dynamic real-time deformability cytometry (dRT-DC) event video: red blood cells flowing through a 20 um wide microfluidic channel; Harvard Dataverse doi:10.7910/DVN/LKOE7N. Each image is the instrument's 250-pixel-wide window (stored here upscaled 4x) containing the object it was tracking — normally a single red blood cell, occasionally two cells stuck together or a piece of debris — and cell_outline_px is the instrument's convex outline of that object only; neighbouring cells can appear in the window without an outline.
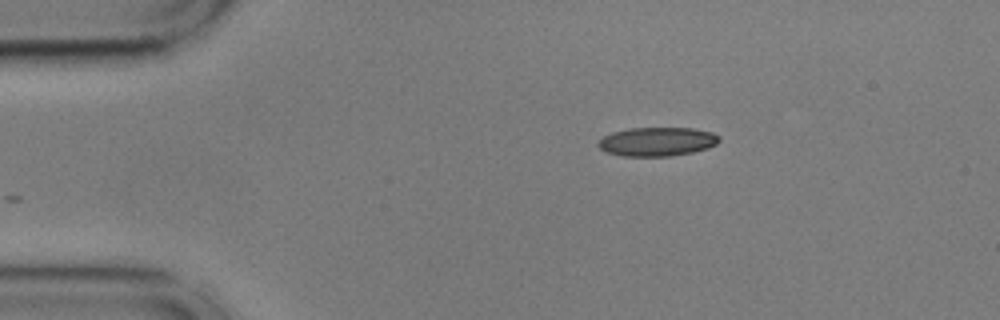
{"species": "common noctule bat (a hibernating species)", "species_latin": "Nyctalus noctula", "temperature_condition": "cold", "stored_images_in_passage": 46, "camera_frame_rate_fps": 3000, "um_per_image_px": 0.085, "animal": {"sex": "male", "body_mass_g": 17.9, "forearm_length_mm": 54.2}, "frame": {"image": 1, "passage_image": 1, "time_ms": 0.0, "image_size_px": [1000, 320], "cell_outline_px": [[720, 140], [716, 144], [708, 148], [692, 152], [672, 156], [620, 156], [604, 152], [596, 144], [604, 136], [612, 132], [628, 128], [692, 128], [712, 132], [720, 136]], "centroid_in_image_um": [55.84, 12.04], "position_along_channel_um": 29.2, "area_um2": 20.52}}
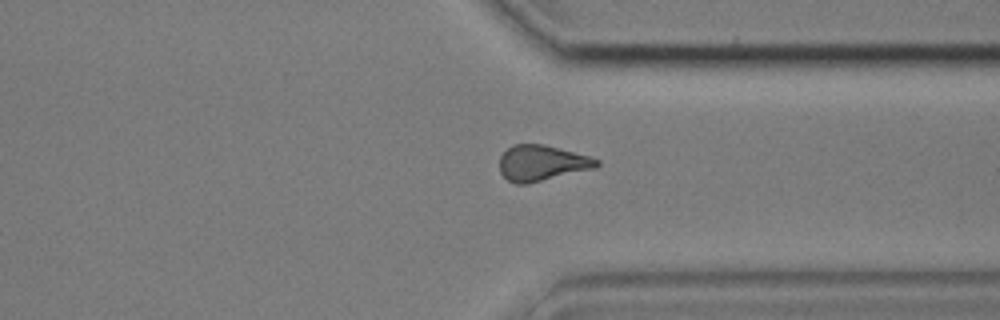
{"frame": {"image": 2, "passage_image": 33, "time_ms": 10.667, "image_size_px": [1000, 320], "cell_outline_px": [[600, 164], [596, 168], [528, 184], [516, 184], [508, 180], [500, 172], [500, 156], [512, 144], [544, 144], [588, 156], [600, 160]], "centroid_in_image_um": [46.06, 13.86], "position_along_channel_um": 365.3, "area_um2": 20.23}}
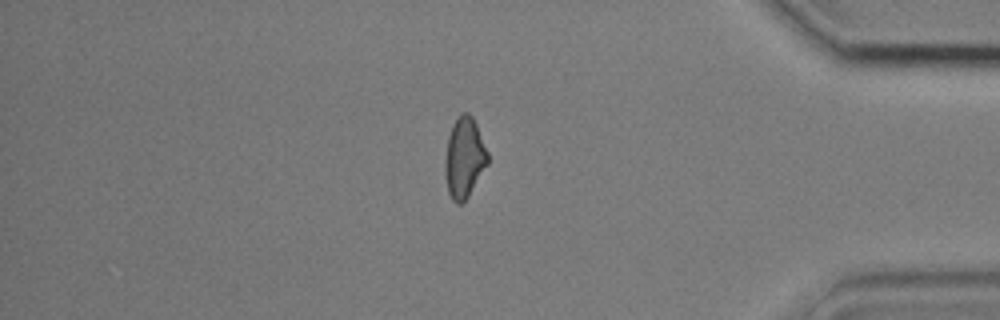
{"frame": {"image": 3, "passage_image": 38, "time_ms": 12.333, "image_size_px": [1000, 320], "cell_outline_px": [[488, 164], [468, 196], [460, 204], [456, 204], [452, 200], [448, 192], [444, 172], [444, 160], [448, 136], [452, 124], [460, 112], [468, 112], [472, 116], [476, 124], [488, 152]], "centroid_in_image_um": [39.45, 13.39], "position_along_channel_um": 395.8, "area_um2": 20.17}, "authors_computed_cell_mechanics": {"area_um2": 20.2878, "velocity_mm_per_s": 3.6301, "shape_relaxation_time_tau1_ms": 10.6363, "shape_relaxation_time_tau2_ms": 2.6438, "deformation_change_tau1": 0.2355, "deformation_change_tau2": 0.1132}}